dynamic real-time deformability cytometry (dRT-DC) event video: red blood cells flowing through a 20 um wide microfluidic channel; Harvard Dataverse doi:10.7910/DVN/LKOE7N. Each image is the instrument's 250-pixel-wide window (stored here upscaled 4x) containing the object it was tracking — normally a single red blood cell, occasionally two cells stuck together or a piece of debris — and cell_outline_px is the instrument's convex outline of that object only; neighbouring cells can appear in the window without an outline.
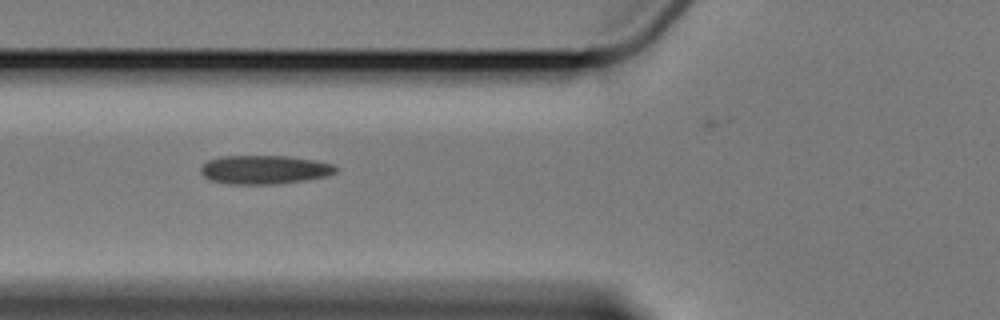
{"species": "Egyptian fruit bat (a non-hibernating species)", "species_latin": "Rousettus aegyptiacus", "temperature_condition": "cold", "stored_images_in_passage": 5, "camera_frame_rate_fps": 3000, "um_per_image_px": 0.085, "animal": {"sex": "female"}, "frame": {"image": 1, "passage_image": 2, "time_ms": 1.0, "image_size_px": [1000, 320], "cell_outline_px": [[340, 168], [336, 172], [328, 176], [304, 180], [276, 184], [228, 184], [212, 180], [204, 176], [200, 172], [200, 168], [208, 160], [220, 156], [288, 156], [316, 160], [332, 164]], "centroid_in_image_um": [22.5, 14.42], "position_along_channel_um": 103.3, "area_um2": 22.72}}
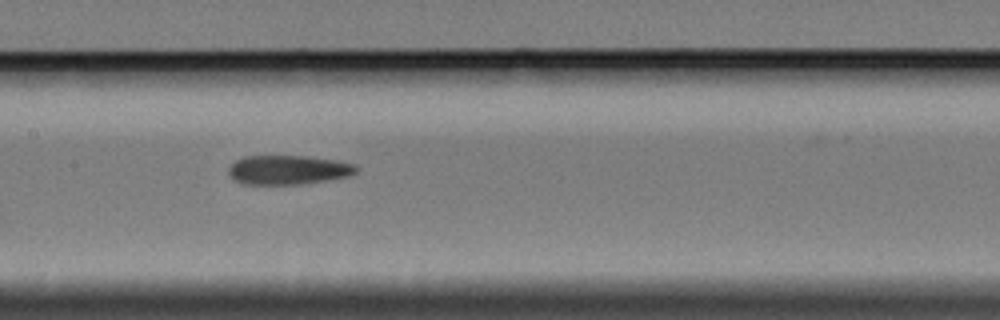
{"frame": {"image": 2, "passage_image": 4, "time_ms": 3.333, "image_size_px": [1000, 320], "cell_outline_px": [[360, 168], [356, 172], [348, 176], [300, 184], [244, 184], [232, 180], [228, 172], [228, 168], [236, 160], [244, 156], [308, 156], [336, 160], [352, 164]], "centroid_in_image_um": [24.45, 14.43], "position_along_channel_um": 182.9, "area_um2": 21.68}}
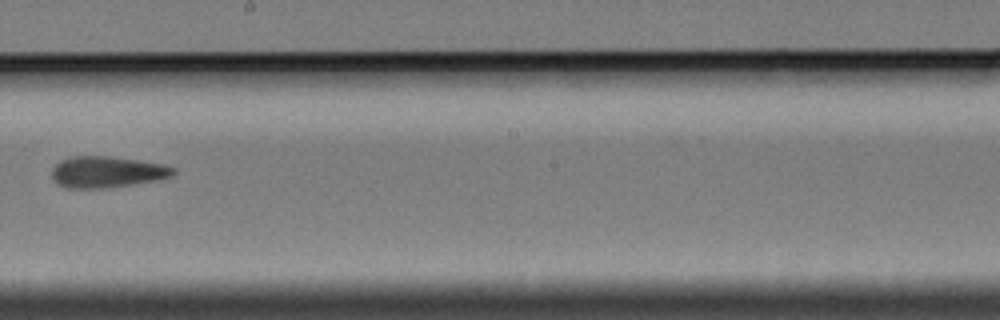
{"frame": {"image": 3, "passage_image": 5, "time_ms": 5.0, "image_size_px": [1000, 320], "cell_outline_px": [[176, 172], [172, 176], [160, 180], [108, 188], [64, 188], [56, 184], [52, 180], [52, 168], [60, 160], [72, 156], [108, 156], [164, 164], [176, 168]], "centroid_in_image_um": [9.09, 14.63], "position_along_channel_um": 239.1, "area_um2": 22.48}}